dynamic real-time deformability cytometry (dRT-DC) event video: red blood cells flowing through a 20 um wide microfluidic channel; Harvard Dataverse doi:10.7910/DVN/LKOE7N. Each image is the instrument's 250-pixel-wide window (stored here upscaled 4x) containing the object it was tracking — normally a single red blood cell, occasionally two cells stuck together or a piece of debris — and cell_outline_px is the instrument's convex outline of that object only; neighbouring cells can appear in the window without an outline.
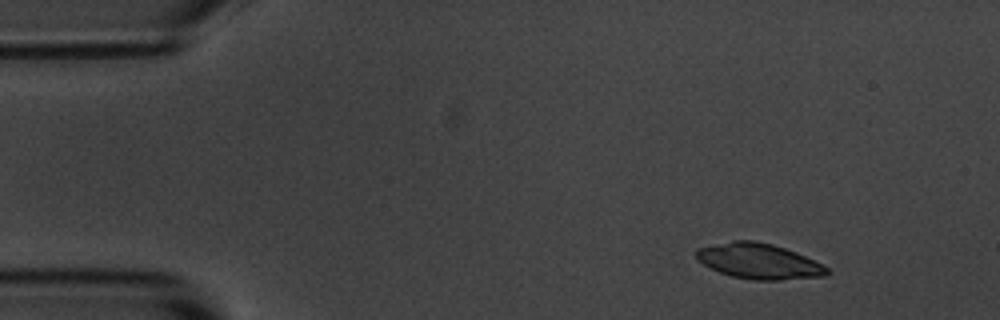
{"species": "common noctule bat (a hibernating species)", "species_latin": "Nyctalus noctula", "temperature_condition": "room temperature", "stored_images_in_passage": 6, "camera_frame_rate_fps": 3000, "um_per_image_px": 0.085, "animal": {"sex": "male", "body_mass_g": 20.1, "forearm_length_mm": 53.5}, "frame": {"image": 1, "passage_image": 1, "time_ms": 0.0, "image_size_px": [1000, 320], "cell_outline_px": [[828, 272], [824, 276], [780, 280], [752, 280], [732, 276], [720, 272], [696, 260], [692, 252], [696, 248], [732, 240], [756, 240], [772, 244], [796, 252], [828, 268]], "centroid_in_image_um": [64.42, 22.19], "position_along_channel_um": 20.6, "area_um2": 26.99}}